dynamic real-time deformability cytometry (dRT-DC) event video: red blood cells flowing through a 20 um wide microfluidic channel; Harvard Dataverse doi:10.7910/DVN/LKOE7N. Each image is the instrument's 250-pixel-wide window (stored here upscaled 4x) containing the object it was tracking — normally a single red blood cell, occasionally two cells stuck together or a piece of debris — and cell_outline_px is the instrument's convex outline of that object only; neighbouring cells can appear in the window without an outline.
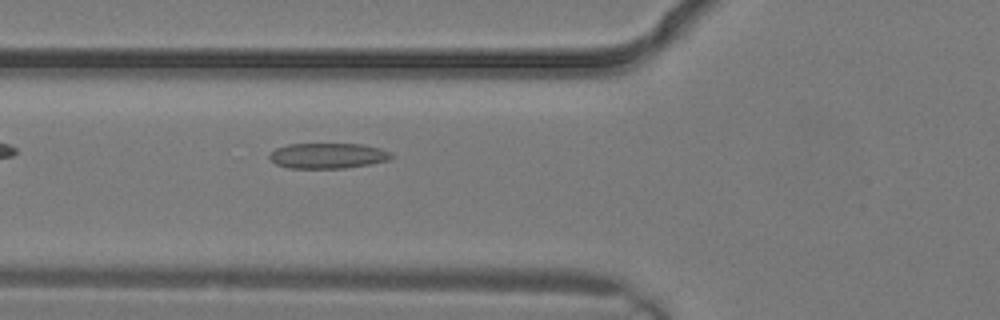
{"species": "common noctule bat (a hibernating species)", "species_latin": "Nyctalus noctula", "temperature_condition": "warm", "stored_images_in_passage": 3, "camera_frame_rate_fps": 3000, "um_per_image_px": 0.085, "animal": {"sex": "male", "body_mass_g": 19.2, "forearm_length_mm": 51.8}, "frame": {"image": 1, "passage_image": 3, "time_ms": 0.667, "image_size_px": [1000, 320], "cell_outline_px": [[392, 156], [388, 160], [368, 164], [344, 168], [288, 168], [276, 164], [268, 156], [276, 148], [288, 144], [364, 144], [380, 148], [392, 152]], "centroid_in_image_um": [27.87, 13.23], "position_along_channel_um": 97.9, "area_um2": 17.98}}